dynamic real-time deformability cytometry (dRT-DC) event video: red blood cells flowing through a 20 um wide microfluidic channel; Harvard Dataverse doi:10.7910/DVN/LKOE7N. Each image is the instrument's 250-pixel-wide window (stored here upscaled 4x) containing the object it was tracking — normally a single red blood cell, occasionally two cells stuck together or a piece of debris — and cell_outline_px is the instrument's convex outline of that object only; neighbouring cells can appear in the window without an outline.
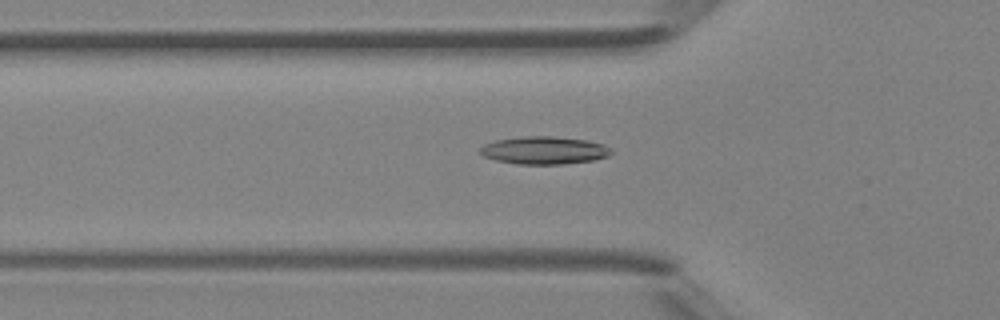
{"species": "Egyptian fruit bat (a non-hibernating species)", "species_latin": "Rousettus aegyptiacus", "temperature_condition": "room temperature", "stored_images_in_passage": 41, "camera_frame_rate_fps": 3000, "um_per_image_px": 0.085, "animal": {"sex": "female"}, "frame": {"image": 1, "passage_image": 14, "time_ms": 4.333, "image_size_px": [1000, 320], "cell_outline_px": [[612, 152], [608, 156], [592, 160], [564, 164], [516, 164], [496, 160], [484, 156], [480, 152], [480, 148], [484, 144], [496, 140], [520, 136], [552, 136], [588, 140], [604, 144]], "centroid_in_image_um": [46.24, 12.77], "position_along_channel_um": 79.6, "area_um2": 21.15}}
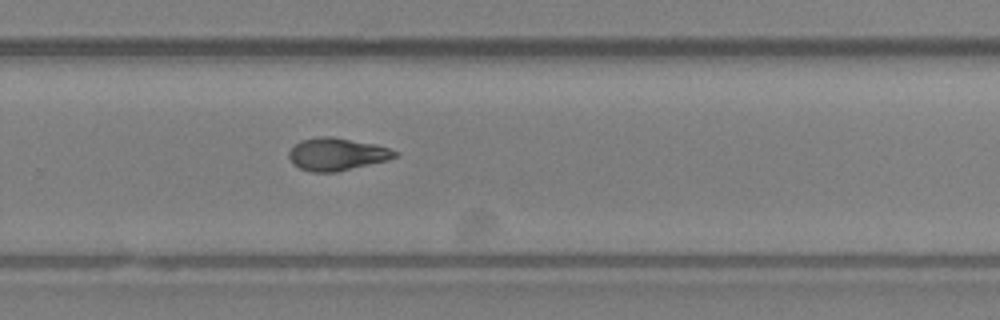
{"frame": {"image": 2, "passage_image": 29, "time_ms": 9.333, "image_size_px": [1000, 320], "cell_outline_px": [[396, 156], [388, 160], [336, 172], [312, 172], [300, 168], [292, 164], [288, 156], [288, 152], [300, 140], [320, 136], [332, 136], [376, 144], [388, 148], [396, 152]], "centroid_in_image_um": [28.6, 13.1], "position_along_channel_um": 301.2, "area_um2": 20.06}}
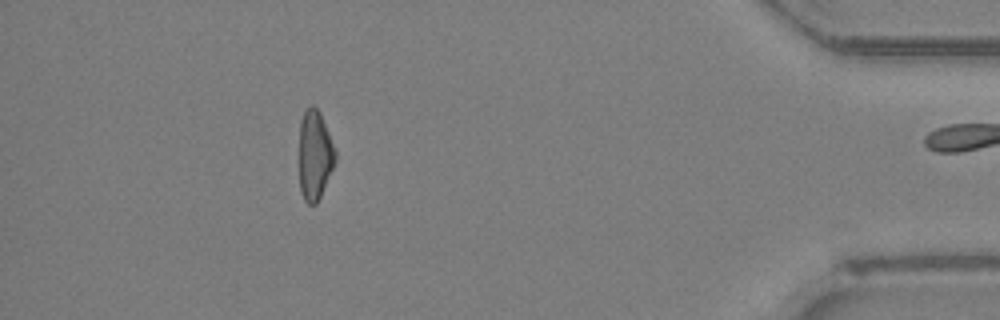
{"frame": {"image": 3, "passage_image": 40, "time_ms": 13.0, "image_size_px": [1000, 320], "cell_outline_px": [[336, 160], [320, 196], [316, 204], [308, 204], [304, 200], [300, 192], [300, 120], [304, 112], [312, 104], [320, 112], [336, 152]], "centroid_in_image_um": [26.75, 13.19], "position_along_channel_um": 408.5, "area_um2": 18.55}, "authors_computed_cell_mechanics": {"area_um2": 20.0566, "velocity_mm_per_s": 4.4529, "shape_relaxation_time_tau1_ms": 7.1287, "shape_relaxation_time_tau2_ms": 4.8765, "deformation_change_tau1": 0.1923, "deformation_change_tau2": 0.1278}}